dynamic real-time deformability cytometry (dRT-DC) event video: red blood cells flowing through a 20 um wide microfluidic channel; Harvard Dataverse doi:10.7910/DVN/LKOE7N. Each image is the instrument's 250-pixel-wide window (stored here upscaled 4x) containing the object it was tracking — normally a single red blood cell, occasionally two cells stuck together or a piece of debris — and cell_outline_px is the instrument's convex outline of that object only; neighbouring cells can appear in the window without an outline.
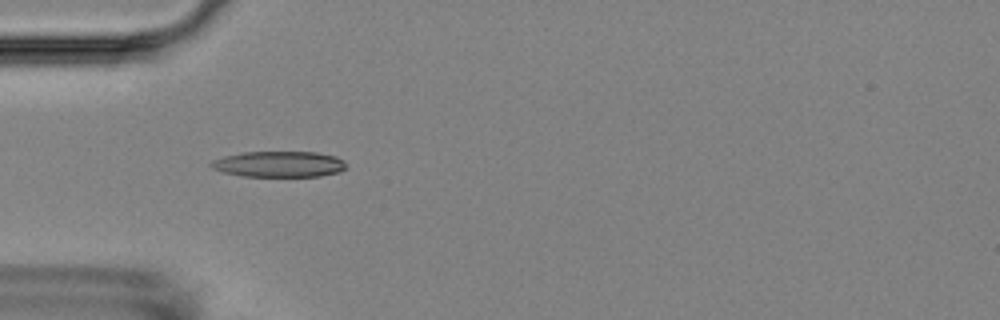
{"species": "Egyptian fruit bat (a non-hibernating species)", "species_latin": "Rousettus aegyptiacus", "temperature_condition": "room temperature", "stored_images_in_passage": 4, "camera_frame_rate_fps": 3000, "um_per_image_px": 0.085, "animal": {"sex": "female"}, "frame": {"image": 1, "passage_image": 3, "time_ms": 3.333, "image_size_px": [1000, 320], "cell_outline_px": [[344, 168], [340, 172], [320, 176], [244, 176], [224, 172], [212, 168], [208, 164], [212, 160], [224, 156], [244, 152], [316, 152], [336, 156], [344, 160]], "centroid_in_image_um": [23.71, 13.95], "position_along_channel_um": 61.3, "area_um2": 20.29}}
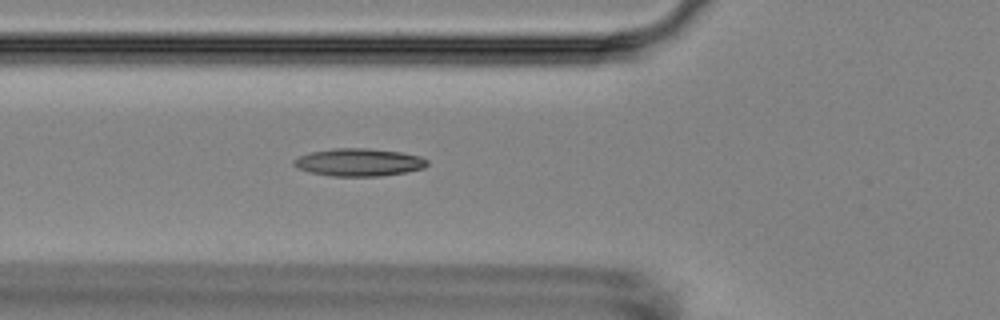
{"frame": {"image": 2, "passage_image": 4, "time_ms": 4.333, "image_size_px": [1000, 320], "cell_outline_px": [[428, 164], [424, 168], [404, 172], [380, 176], [332, 176], [308, 172], [296, 168], [292, 164], [292, 160], [300, 156], [312, 152], [332, 148], [364, 148], [400, 152], [420, 156], [428, 160]], "centroid_in_image_um": [30.47, 13.8], "position_along_channel_um": 95.3, "area_um2": 21.5}}